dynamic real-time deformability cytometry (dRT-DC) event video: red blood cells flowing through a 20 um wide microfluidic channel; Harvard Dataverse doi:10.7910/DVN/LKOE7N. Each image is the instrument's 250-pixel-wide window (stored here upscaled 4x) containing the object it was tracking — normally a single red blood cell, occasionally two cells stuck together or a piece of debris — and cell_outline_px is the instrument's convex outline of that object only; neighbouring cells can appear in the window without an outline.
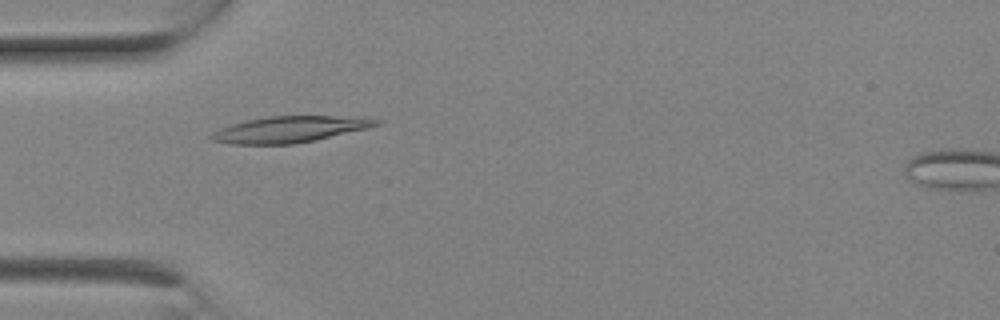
{"species": "Egyptian fruit bat (a non-hibernating species)", "species_latin": "Rousettus aegyptiacus", "temperature_condition": "room temperature", "stored_images_in_passage": 7, "camera_frame_rate_fps": 3000, "um_per_image_px": 0.085, "animal": {"sex": "female"}, "frame": {"image": 1, "passage_image": 6, "time_ms": 1.667, "image_size_px": [1000, 320], "cell_outline_px": [[384, 120], [380, 124], [316, 140], [292, 144], [232, 144], [212, 140], [208, 136], [212, 132], [220, 128], [232, 124], [248, 120], [268, 116], [368, 116]], "centroid_in_image_um": [24.67, 10.98], "position_along_channel_um": 60.3, "area_um2": 25.2}}